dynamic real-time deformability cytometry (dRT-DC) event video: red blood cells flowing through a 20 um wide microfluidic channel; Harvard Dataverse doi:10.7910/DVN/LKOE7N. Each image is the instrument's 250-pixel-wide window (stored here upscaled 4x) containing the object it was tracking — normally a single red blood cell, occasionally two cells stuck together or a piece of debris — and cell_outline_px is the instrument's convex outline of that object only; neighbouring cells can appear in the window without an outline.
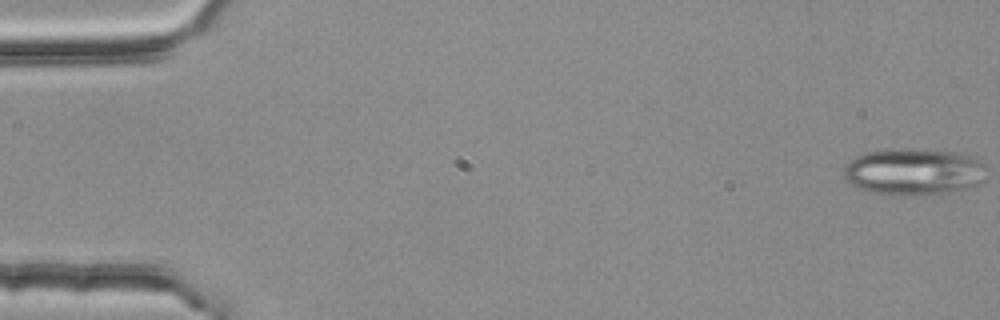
{"species": "common noctule bat (a hibernating species)", "species_latin": "Nyctalus noctula", "temperature_condition": "room temperature", "stored_images_in_passage": 5, "camera_frame_rate_fps": 3000, "um_per_image_px": 0.085, "animal": {"sex": "female", "body_mass_g": 25.1}, "frame": {"image": 1, "passage_image": 1, "time_ms": 0.0, "image_size_px": [1000, 320], "cell_outline_px": [[984, 180], [980, 184], [948, 192], [920, 196], [892, 196], [872, 192], [860, 188], [844, 180], [844, 168], [856, 156], [864, 152], [952, 152], [968, 156], [984, 164]], "centroid_in_image_um": [77.65, 14.68], "position_along_channel_um": 7.4, "area_um2": 37.51}}